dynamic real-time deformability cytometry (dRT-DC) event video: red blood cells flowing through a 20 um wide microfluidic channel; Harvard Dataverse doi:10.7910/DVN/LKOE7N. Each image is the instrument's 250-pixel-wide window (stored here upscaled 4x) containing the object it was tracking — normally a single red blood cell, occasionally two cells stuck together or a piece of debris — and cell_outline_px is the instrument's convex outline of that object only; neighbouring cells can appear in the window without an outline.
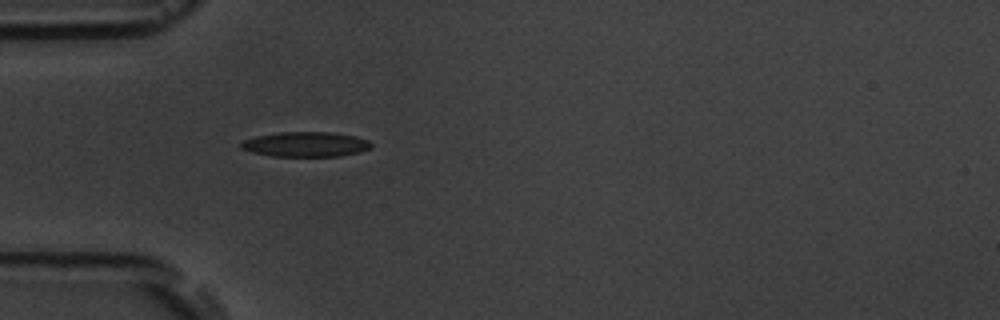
{"species": "common noctule bat (a hibernating species)", "species_latin": "Nyctalus noctula", "temperature_condition": "room temperature", "stored_images_in_passage": 1, "camera_frame_rate_fps": 3000, "um_per_image_px": 0.085, "animal": {"sex": "male", "body_mass_g": 19.5, "forearm_length_mm": 54.6}, "frame": {"image": 1, "passage_image": 1, "time_ms": 0.0, "image_size_px": [1000, 320], "cell_outline_px": [[372, 144], [368, 148], [360, 152], [340, 156], [272, 156], [252, 152], [240, 148], [240, 144], [244, 140], [256, 136], [280, 132], [332, 132], [356, 136], [368, 140]], "centroid_in_image_um": [25.98, 12.26], "position_along_channel_um": 59.0, "area_um2": 18.84}}